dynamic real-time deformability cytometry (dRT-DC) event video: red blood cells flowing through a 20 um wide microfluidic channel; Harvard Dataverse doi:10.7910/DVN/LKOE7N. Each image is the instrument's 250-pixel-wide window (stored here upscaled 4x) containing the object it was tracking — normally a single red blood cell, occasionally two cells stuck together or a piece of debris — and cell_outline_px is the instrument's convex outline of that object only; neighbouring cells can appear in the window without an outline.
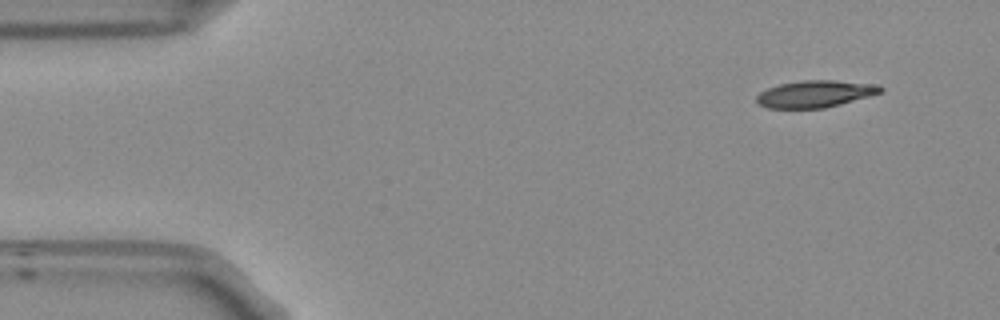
{"species": "Egyptian fruit bat (a non-hibernating species)", "species_latin": "Rousettus aegyptiacus", "temperature_condition": "room temperature", "stored_images_in_passage": 50, "camera_frame_rate_fps": 3000, "um_per_image_px": 0.085, "frame": {"image": 1, "passage_image": 1, "time_ms": 0.0, "image_size_px": [1000, 320], "cell_outline_px": [[884, 92], [840, 104], [824, 108], [768, 108], [756, 104], [756, 96], [760, 92], [768, 88], [780, 84], [804, 80], [836, 80], [880, 84], [884, 88]], "centroid_in_image_um": [69.32, 7.97], "position_along_channel_um": 15.7, "area_um2": 19.65}}
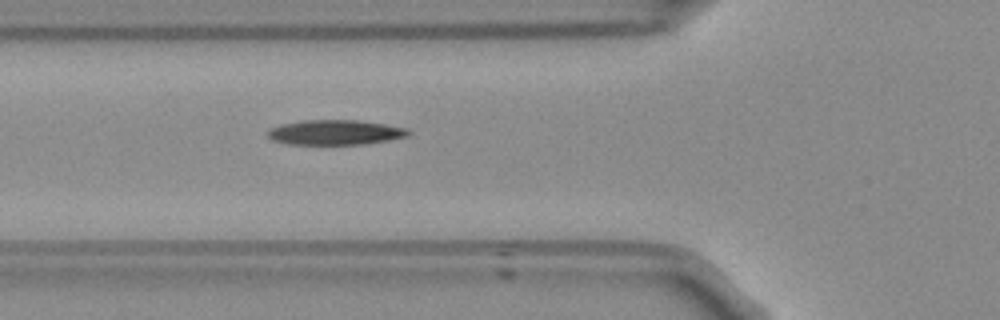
{"frame": {"image": 2, "passage_image": 15, "time_ms": 4.667, "image_size_px": [1000, 320], "cell_outline_px": [[412, 132], [408, 136], [392, 140], [368, 144], [288, 144], [272, 140], [268, 136], [268, 132], [272, 128], [280, 124], [304, 120], [360, 120], [408, 128]], "centroid_in_image_um": [28.56, 11.25], "position_along_channel_um": 97.2, "area_um2": 20.58}}
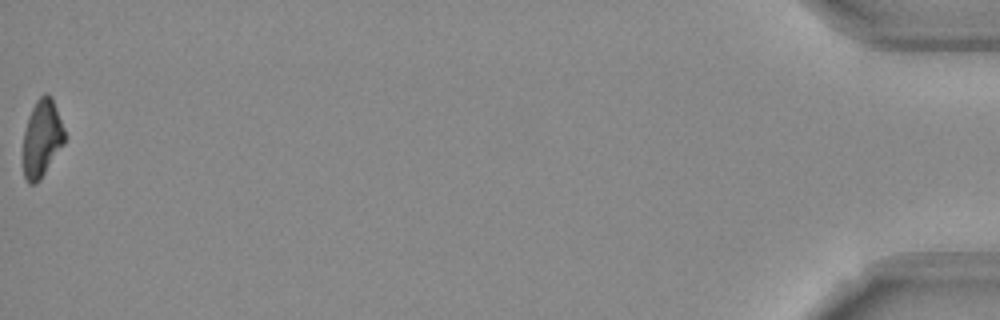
{"frame": {"image": 3, "passage_image": 50, "time_ms": 16.333, "image_size_px": [1000, 320], "cell_outline_px": [[64, 144], [40, 180], [36, 184], [28, 184], [24, 176], [24, 132], [28, 116], [36, 100], [44, 92], [48, 92], [52, 96], [64, 128]], "centroid_in_image_um": [3.57, 11.74], "position_along_channel_um": 431.6, "area_um2": 18.73}, "authors_computed_cell_mechanics": {"area_um2": 20.3745, "velocity_mm_per_s": 3.7648, "shape_relaxation_time_tau1_ms": 6.1316, "shape_relaxation_time_tau2_ms": null, "deformation_change_tau1": 0.1966, "deformation_change_tau2": null}}